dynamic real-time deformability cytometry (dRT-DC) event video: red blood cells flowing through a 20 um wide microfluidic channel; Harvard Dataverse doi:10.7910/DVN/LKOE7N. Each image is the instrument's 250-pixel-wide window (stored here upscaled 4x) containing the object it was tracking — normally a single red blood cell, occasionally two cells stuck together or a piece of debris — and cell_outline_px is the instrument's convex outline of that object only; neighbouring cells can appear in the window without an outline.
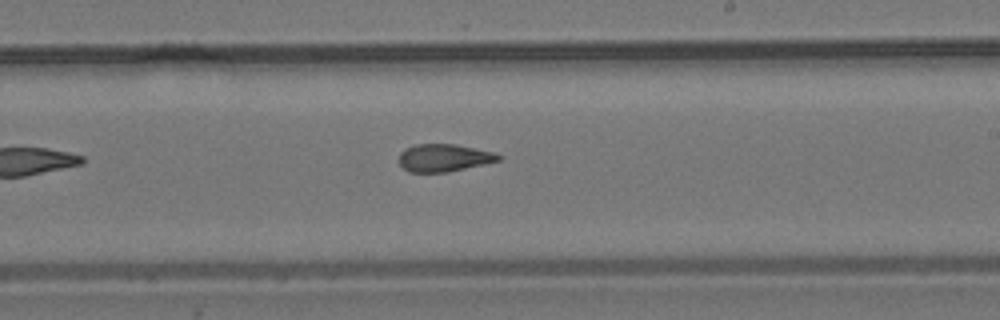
{"species": "common noctule bat (a hibernating species)", "species_latin": "Nyctalus noctula", "temperature_condition": "room temperature", "stored_images_in_passage": 9, "camera_frame_rate_fps": 3000, "um_per_image_px": 0.085, "animal": {"sex": "male", "body_mass_g": 19.2, "forearm_length_mm": 51.8}, "frame": {"image": 1, "passage_image": 9, "time_ms": 9.333, "image_size_px": [1000, 320], "cell_outline_px": [[504, 156], [500, 160], [484, 164], [448, 172], [408, 172], [400, 164], [400, 152], [404, 148], [416, 144], [456, 144], [496, 152]], "centroid_in_image_um": [37.77, 13.4], "position_along_channel_um": 251.2, "area_um2": 16.13}}